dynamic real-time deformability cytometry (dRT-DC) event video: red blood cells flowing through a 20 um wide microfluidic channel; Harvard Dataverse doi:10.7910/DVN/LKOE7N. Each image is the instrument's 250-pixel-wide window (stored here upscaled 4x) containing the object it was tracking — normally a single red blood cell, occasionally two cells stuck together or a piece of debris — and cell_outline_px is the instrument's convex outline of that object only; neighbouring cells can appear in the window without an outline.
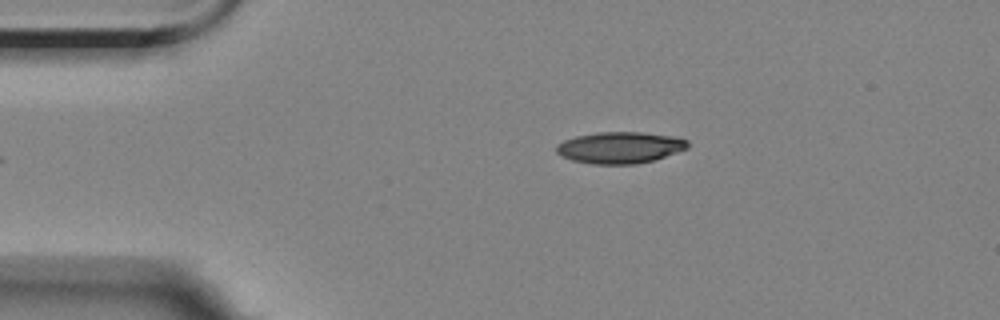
{"species": "Egyptian fruit bat (a non-hibernating species)", "species_latin": "Rousettus aegyptiacus", "temperature_condition": "room temperature", "stored_images_in_passage": 2, "camera_frame_rate_fps": 3000, "um_per_image_px": 0.085, "animal": {"sex": "female"}, "frame": {"image": 1, "passage_image": 2, "time_ms": 1.0, "image_size_px": [1000, 320], "cell_outline_px": [[688, 148], [652, 160], [636, 164], [592, 164], [572, 160], [556, 152], [556, 144], [564, 140], [576, 136], [600, 132], [640, 132], [672, 136], [688, 140]], "centroid_in_image_um": [52.67, 12.54], "position_along_channel_um": 32.3, "area_um2": 23.87}}